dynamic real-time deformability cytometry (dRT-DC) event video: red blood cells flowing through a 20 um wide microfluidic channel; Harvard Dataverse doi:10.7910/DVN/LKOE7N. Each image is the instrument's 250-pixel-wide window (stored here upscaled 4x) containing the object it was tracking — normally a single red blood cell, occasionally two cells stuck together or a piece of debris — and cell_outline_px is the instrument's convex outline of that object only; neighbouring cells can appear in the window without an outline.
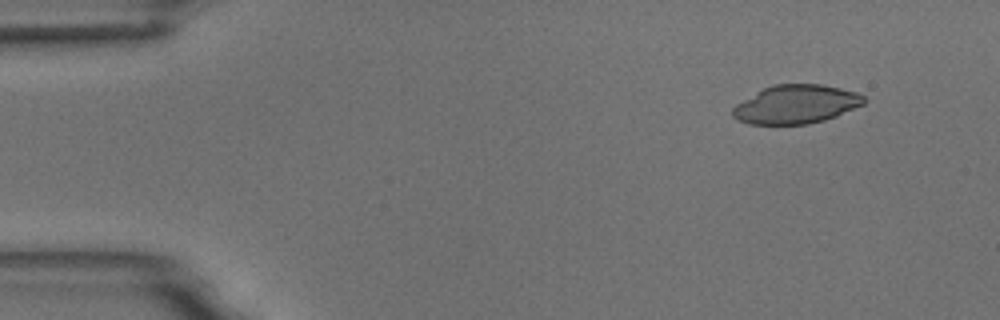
{"species": "common noctule bat (a hibernating species)", "species_latin": "Nyctalus noctula", "temperature_condition": "room temperature", "stored_images_in_passage": 4, "segment_of_instrument_passage": [2, 2], "camera_frame_rate_fps": 3000, "um_per_image_px": 0.085, "animal": {"sex": "male", "body_mass_g": 18.8}, "frame": {"image": 1, "passage_image": 4, "time_ms": 3.667, "image_size_px": [1000, 320], "cell_outline_px": [[868, 100], [864, 104], [836, 116], [824, 120], [808, 124], [748, 124], [736, 120], [732, 116], [732, 108], [736, 104], [764, 88], [772, 84], [820, 84], [840, 88], [856, 92], [864, 96]], "centroid_in_image_um": [67.66, 8.87], "position_along_channel_um": 17.3, "area_um2": 29.59}}